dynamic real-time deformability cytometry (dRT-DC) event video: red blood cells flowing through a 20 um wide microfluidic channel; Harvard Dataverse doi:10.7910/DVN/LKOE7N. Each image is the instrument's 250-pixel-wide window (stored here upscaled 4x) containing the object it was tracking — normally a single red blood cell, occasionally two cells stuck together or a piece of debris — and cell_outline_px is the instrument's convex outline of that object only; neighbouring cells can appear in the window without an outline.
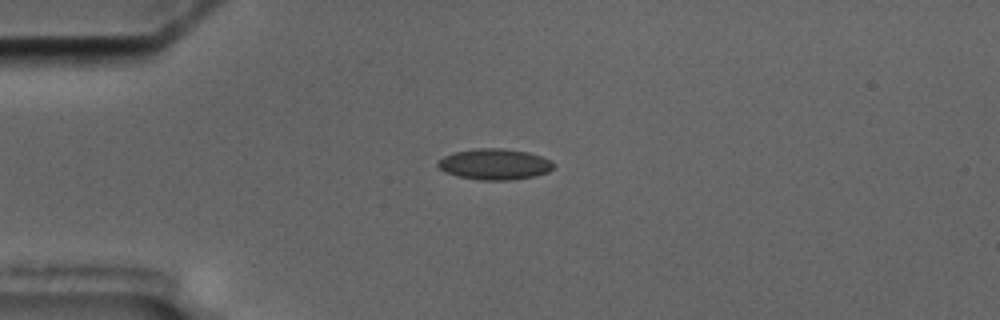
{"species": "common noctule bat (a hibernating species)", "species_latin": "Nyctalus noctula", "temperature_condition": "cold", "stored_images_in_passage": 2, "camera_frame_rate_fps": 3000, "um_per_image_px": 0.085, "animal": {"sex": "male", "body_mass_g": 17.5, "forearm_length_mm": 52.3}, "frame": {"image": 1, "passage_image": 1, "time_ms": 0.0, "image_size_px": [1000, 320], "cell_outline_px": [[556, 164], [548, 172], [536, 176], [512, 180], [480, 180], [456, 176], [444, 172], [436, 164], [444, 156], [456, 152], [476, 148], [504, 148], [528, 152], [552, 160]], "centroid_in_image_um": [42.07, 13.96], "position_along_channel_um": 42.9, "area_um2": 20.98}}